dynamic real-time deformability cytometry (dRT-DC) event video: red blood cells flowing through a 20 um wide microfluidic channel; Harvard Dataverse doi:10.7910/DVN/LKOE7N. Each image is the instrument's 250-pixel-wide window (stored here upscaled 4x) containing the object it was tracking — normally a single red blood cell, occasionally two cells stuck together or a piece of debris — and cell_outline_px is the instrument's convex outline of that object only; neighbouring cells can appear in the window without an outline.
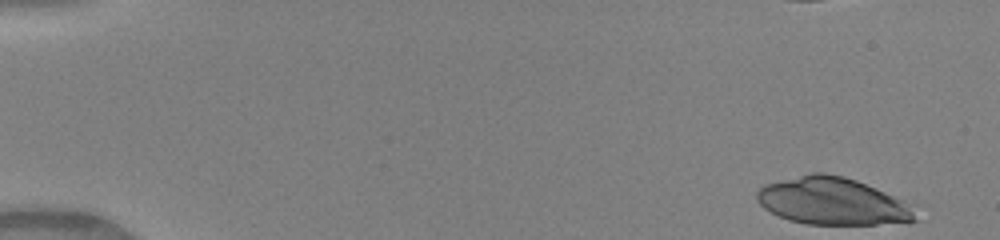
{"species": "human", "species_latin": "Homo sapiens", "temperature_condition": "warm", "stored_images_in_passage": 41, "camera_frame_rate_fps": 3000, "um_per_image_px": 0.085, "donor": {"sex": "female"}, "frame": {"image": 1, "passage_image": 1, "time_ms": 0.0, "image_size_px": [1000, 240], "cell_outline_px": [[920, 220], [876, 224], [808, 224], [788, 220], [764, 208], [756, 200], [756, 192], [764, 184], [812, 172], [824, 172], [844, 176], [856, 180], [916, 204]], "centroid_in_image_um": [70.84, 17.1], "position_along_channel_um": 14.2, "area_um2": 44.16}}